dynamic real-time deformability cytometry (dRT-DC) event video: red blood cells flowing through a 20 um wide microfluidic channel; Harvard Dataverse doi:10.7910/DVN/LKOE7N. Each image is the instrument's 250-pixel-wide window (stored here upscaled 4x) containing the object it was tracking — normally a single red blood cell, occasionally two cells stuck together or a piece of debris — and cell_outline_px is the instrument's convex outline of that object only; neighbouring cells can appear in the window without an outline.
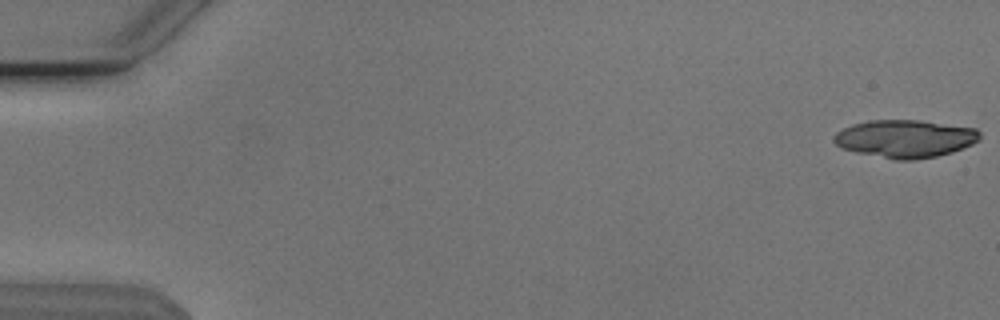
{"species": "Egyptian fruit bat (a non-hibernating species)", "species_latin": "Rousettus aegyptiacus", "temperature_condition": "cold", "stored_images_in_passage": 10, "camera_frame_rate_fps": 3000, "um_per_image_px": 0.085, "animal": {"sex": "male"}, "frame": {"image": 1, "passage_image": 1, "time_ms": 0.0, "image_size_px": [1000, 320], "cell_outline_px": [[980, 140], [972, 144], [952, 152], [936, 156], [912, 160], [896, 160], [856, 152], [840, 148], [832, 140], [832, 136], [836, 132], [852, 124], [868, 120], [920, 120], [976, 128], [980, 132]], "centroid_in_image_um": [76.91, 11.78], "position_along_channel_um": 8.1, "area_um2": 32.25}}